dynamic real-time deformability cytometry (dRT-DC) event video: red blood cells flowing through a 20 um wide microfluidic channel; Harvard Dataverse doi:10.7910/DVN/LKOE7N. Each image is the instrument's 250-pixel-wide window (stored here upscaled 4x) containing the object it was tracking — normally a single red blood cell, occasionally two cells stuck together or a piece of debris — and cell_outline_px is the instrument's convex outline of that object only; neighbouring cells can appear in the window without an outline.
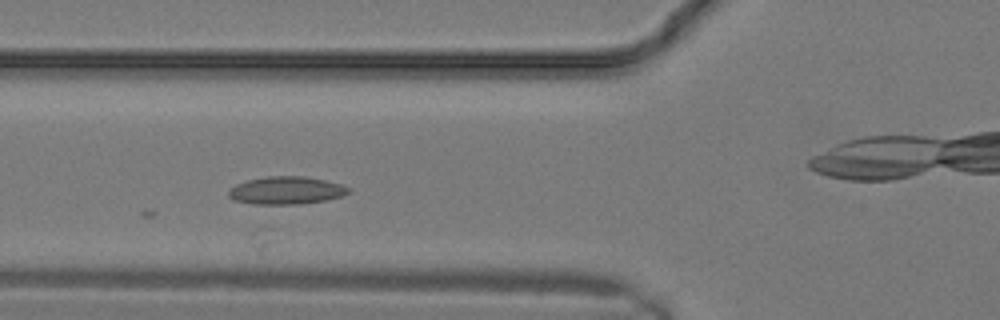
{"species": "common noctule bat (a hibernating species)", "species_latin": "Nyctalus noctula", "temperature_condition": "warm", "stored_images_in_passage": 25, "camera_frame_rate_fps": 3000, "um_per_image_px": 0.085, "animal": {"sex": "male", "body_mass_g": 19.2, "forearm_length_mm": 51.8}, "frame": {"image": 1, "passage_image": 10, "time_ms": 3.0, "image_size_px": [1000, 320], "cell_outline_px": [[352, 192], [340, 196], [324, 200], [296, 204], [252, 204], [232, 200], [228, 196], [228, 192], [236, 184], [248, 180], [268, 176], [304, 176], [324, 180], [340, 184], [352, 188]], "centroid_in_image_um": [24.32, 16.18], "position_along_channel_um": 101.5, "area_um2": 19.31}}